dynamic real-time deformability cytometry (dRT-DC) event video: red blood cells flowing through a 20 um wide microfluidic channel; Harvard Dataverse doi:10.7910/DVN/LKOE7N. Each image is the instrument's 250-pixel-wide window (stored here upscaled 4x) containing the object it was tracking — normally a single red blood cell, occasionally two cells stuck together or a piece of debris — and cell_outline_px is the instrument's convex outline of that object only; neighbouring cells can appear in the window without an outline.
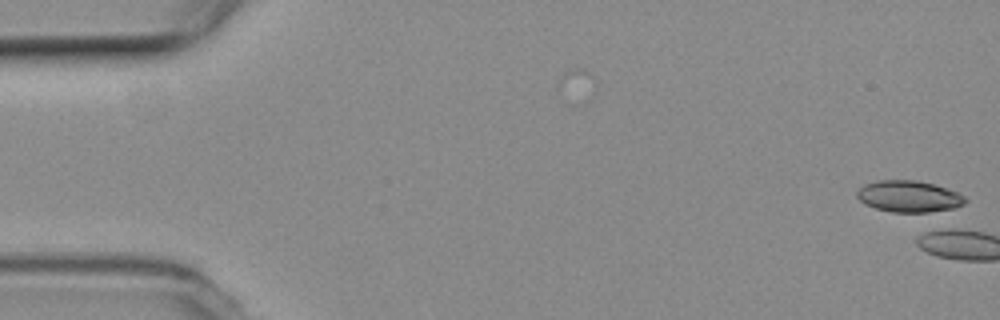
{"species": "common noctule bat (a hibernating species)", "species_latin": "Nyctalus noctula", "temperature_condition": "room temperature", "stored_images_in_passage": 5, "camera_frame_rate_fps": 3000, "um_per_image_px": 0.085, "animal": {"sex": "female", "body_mass_g": 19.3, "forearm_length_mm": 54.1}, "frame": {"image": 1, "passage_image": 5, "time_ms": 1.333, "image_size_px": [1000, 320], "cell_outline_px": [[968, 200], [964, 204], [956, 208], [928, 212], [892, 212], [876, 208], [864, 204], [856, 196], [856, 192], [864, 184], [876, 180], [916, 180], [932, 184], [956, 192], [964, 196]], "centroid_in_image_um": [77.23, 16.69], "position_along_channel_um": 7.8, "area_um2": 19.83}}